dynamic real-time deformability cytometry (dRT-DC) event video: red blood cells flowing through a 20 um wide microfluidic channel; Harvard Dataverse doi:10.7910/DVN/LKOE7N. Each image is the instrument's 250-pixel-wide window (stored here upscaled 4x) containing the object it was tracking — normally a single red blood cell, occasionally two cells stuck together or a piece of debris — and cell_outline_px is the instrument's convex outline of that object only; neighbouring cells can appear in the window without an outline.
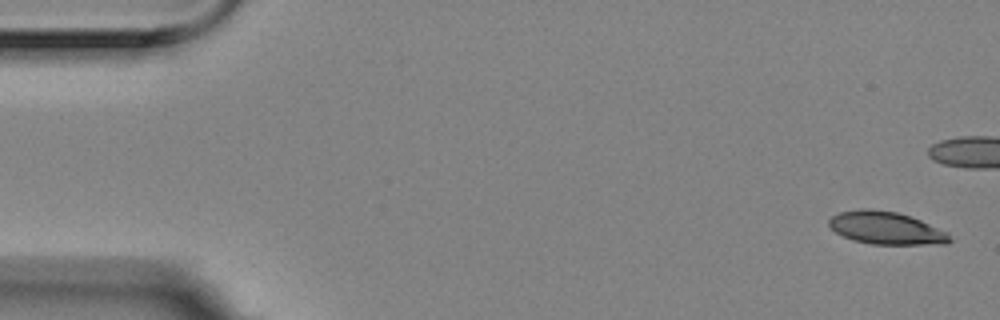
{"species": "Egyptian fruit bat (a non-hibernating species)", "species_latin": "Rousettus aegyptiacus", "temperature_condition": "room temperature", "stored_images_in_passage": 5, "camera_frame_rate_fps": 3000, "um_per_image_px": 0.085, "animal": {"sex": "female"}, "frame": {"image": 1, "passage_image": 1, "time_ms": 0.0, "image_size_px": [1000, 320], "cell_outline_px": [[952, 240], [948, 244], [872, 244], [852, 240], [836, 232], [828, 224], [828, 220], [832, 216], [840, 212], [864, 208], [896, 212], [920, 220], [948, 232]], "centroid_in_image_um": [75.33, 19.39], "position_along_channel_um": 9.7, "area_um2": 22.77}}